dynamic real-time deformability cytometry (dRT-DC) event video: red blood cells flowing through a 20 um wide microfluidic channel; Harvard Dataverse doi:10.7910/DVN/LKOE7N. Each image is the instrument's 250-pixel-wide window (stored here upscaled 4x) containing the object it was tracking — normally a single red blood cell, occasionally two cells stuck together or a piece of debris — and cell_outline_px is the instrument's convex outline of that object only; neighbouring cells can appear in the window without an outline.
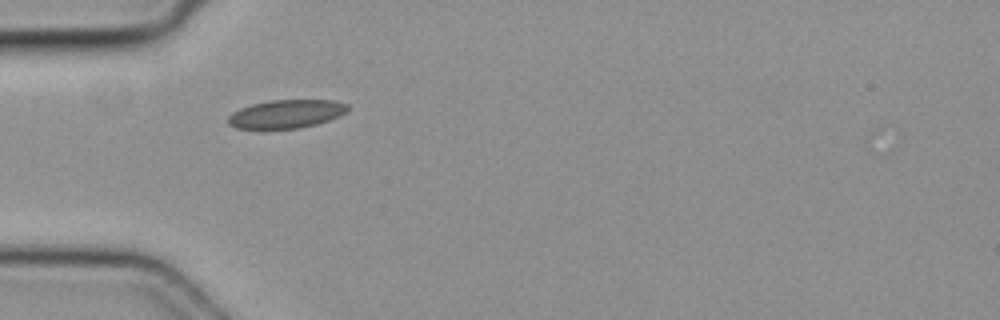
{"species": "common noctule bat (a hibernating species)", "species_latin": "Nyctalus noctula", "temperature_condition": "cold", "stored_images_in_passage": 2, "camera_frame_rate_fps": 3000, "um_per_image_px": 0.085, "animal": {"sex": "female", "body_mass_g": 19.3, "forearm_length_mm": 54.1}, "frame": {"image": 1, "passage_image": 1, "time_ms": 0.0, "image_size_px": [1000, 320], "cell_outline_px": [[348, 112], [340, 116], [316, 124], [300, 128], [236, 128], [228, 124], [228, 116], [232, 112], [240, 108], [252, 104], [268, 100], [336, 100], [348, 104]], "centroid_in_image_um": [24.36, 9.67], "position_along_channel_um": 60.6, "area_um2": 19.83}}
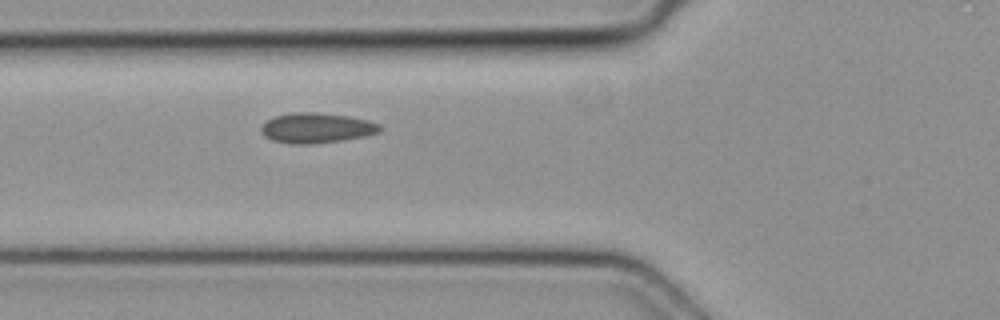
{"frame": {"image": 2, "passage_image": 2, "time_ms": 0.333, "image_size_px": [1000, 320], "cell_outline_px": [[384, 128], [380, 132], [364, 136], [340, 140], [308, 144], [292, 144], [272, 140], [264, 136], [260, 132], [260, 128], [272, 116], [292, 112], [308, 112], [348, 116], [368, 120], [380, 124]], "centroid_in_image_um": [26.89, 10.87], "position_along_channel_um": 98.9, "area_um2": 20.81}}